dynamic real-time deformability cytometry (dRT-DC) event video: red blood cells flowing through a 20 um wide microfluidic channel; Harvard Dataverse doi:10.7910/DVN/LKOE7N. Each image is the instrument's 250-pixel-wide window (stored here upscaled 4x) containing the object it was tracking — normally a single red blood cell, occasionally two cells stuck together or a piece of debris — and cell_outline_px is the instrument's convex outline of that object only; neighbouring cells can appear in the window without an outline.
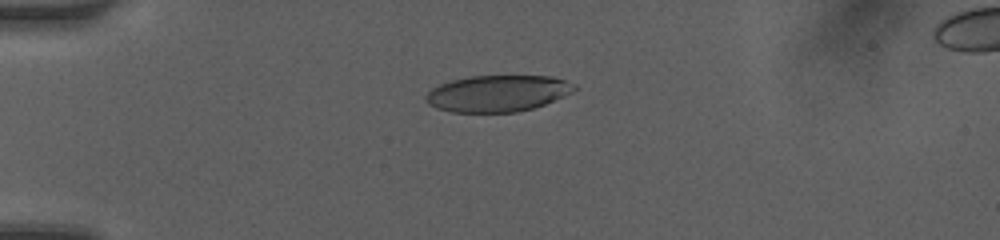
{"species": "human", "species_latin": "Homo sapiens", "temperature_condition": "room temperature", "stored_images_in_passage": 40, "camera_frame_rate_fps": 3000, "um_per_image_px": 0.085, "donor": {"sex": "female"}, "frame": {"image": 1, "passage_image": 4, "time_ms": 1.0, "image_size_px": [1000, 240], "cell_outline_px": [[576, 88], [572, 92], [544, 104], [532, 108], [516, 112], [452, 112], [436, 108], [428, 104], [424, 100], [424, 96], [432, 88], [440, 84], [452, 80], [468, 76], [552, 76], [576, 84]], "centroid_in_image_um": [42.26, 7.94], "position_along_channel_um": 42.7, "area_um2": 31.5}}
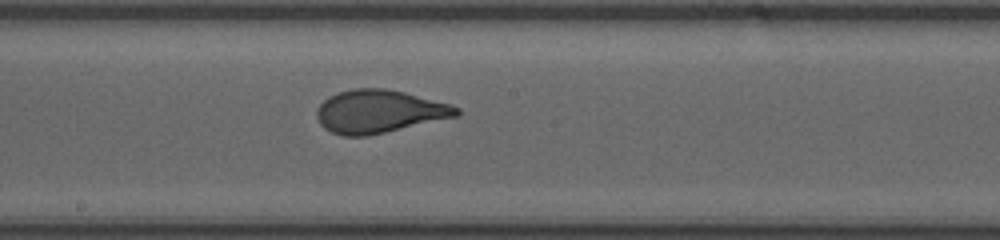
{"frame": {"image": 2, "passage_image": 19, "time_ms": 6.0, "image_size_px": [1000, 240], "cell_outline_px": [[460, 116], [368, 136], [344, 136], [332, 132], [324, 128], [320, 124], [316, 116], [316, 108], [328, 96], [352, 88], [384, 88], [404, 92], [452, 104], [460, 108]], "centroid_in_image_um": [32.25, 9.48], "position_along_channel_um": 216.0, "area_um2": 35.32}}
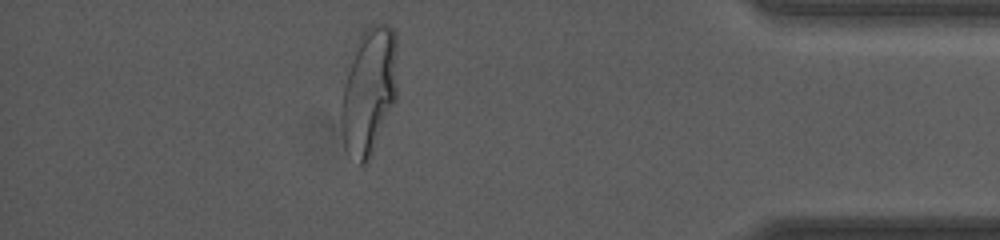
{"frame": {"image": 3, "passage_image": 35, "time_ms": 11.333, "image_size_px": [1000, 240], "cell_outline_px": [[396, 100], [372, 156], [368, 164], [360, 164], [344, 144], [340, 116], [340, 112], [344, 84], [356, 44], [360, 32], [364, 28], [372, 24], [388, 24], [396, 32]], "centroid_in_image_um": [31.38, 7.71], "position_along_channel_um": 403.8, "area_um2": 41.62}, "authors_computed_cell_mechanics": {"area_um2": 34.6511, "velocity_mm_per_s": 4.1939, "shape_relaxation_time_tau1_ms": 4.7482, "shape_relaxation_time_tau2_ms": null, "deformation_change_tau1": 0.2096, "deformation_change_tau2": null}}